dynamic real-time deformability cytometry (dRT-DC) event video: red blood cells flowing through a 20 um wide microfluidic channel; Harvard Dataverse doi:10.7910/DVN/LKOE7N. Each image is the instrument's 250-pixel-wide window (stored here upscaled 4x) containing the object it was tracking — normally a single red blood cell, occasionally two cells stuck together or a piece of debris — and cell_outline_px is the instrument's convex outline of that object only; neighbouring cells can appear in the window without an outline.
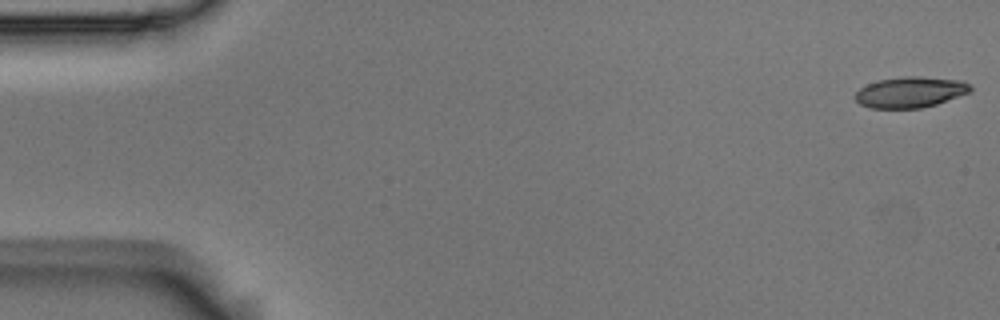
{"species": "Egyptian fruit bat (a non-hibernating species)", "species_latin": "Rousettus aegyptiacus", "temperature_condition": "room temperature", "stored_images_in_passage": 6, "camera_frame_rate_fps": 3000, "um_per_image_px": 0.085, "animal": {"sex": "male"}, "frame": {"image": 1, "passage_image": 1, "time_ms": 0.0, "image_size_px": [1000, 320], "cell_outline_px": [[972, 92], [936, 104], [920, 108], [872, 108], [860, 104], [852, 96], [860, 88], [868, 84], [880, 80], [904, 76], [920, 76], [964, 80], [972, 88]], "centroid_in_image_um": [77.4, 7.83], "position_along_channel_um": 7.6, "area_um2": 20.81}}
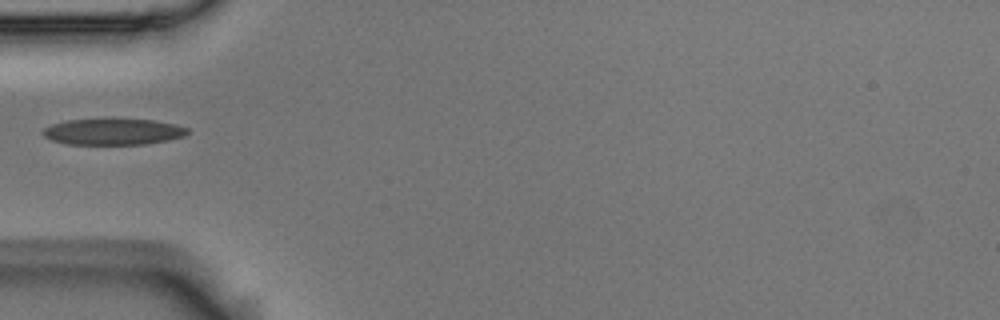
{"frame": {"image": 2, "passage_image": 5, "time_ms": 1.333, "image_size_px": [1000, 320], "cell_outline_px": [[188, 136], [168, 140], [144, 144], [68, 144], [52, 140], [44, 136], [40, 132], [44, 128], [52, 124], [68, 120], [152, 120], [176, 124], [188, 128]], "centroid_in_image_um": [9.64, 11.21], "position_along_channel_um": 75.4, "area_um2": 21.85}}
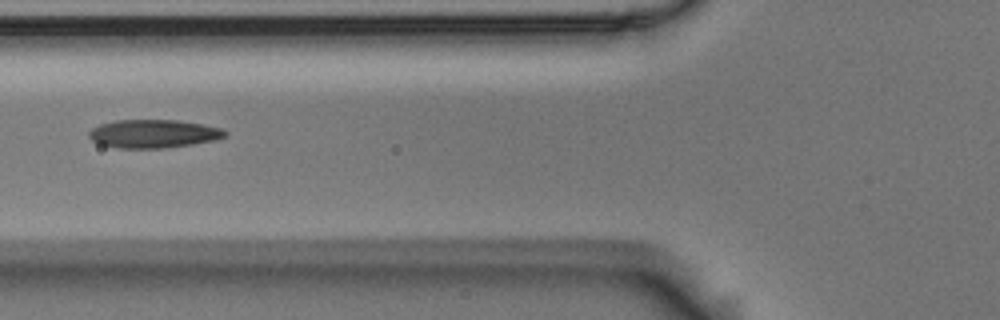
{"frame": {"image": 3, "passage_image": 6, "time_ms": 1.667, "image_size_px": [1000, 320], "cell_outline_px": [[228, 136], [216, 140], [192, 144], [164, 148], [120, 148], [100, 144], [92, 140], [88, 136], [88, 132], [92, 128], [100, 124], [116, 120], [176, 120], [200, 124], [220, 128], [228, 132]], "centroid_in_image_um": [13.05, 11.37], "position_along_channel_um": 112.8, "area_um2": 22.43}}